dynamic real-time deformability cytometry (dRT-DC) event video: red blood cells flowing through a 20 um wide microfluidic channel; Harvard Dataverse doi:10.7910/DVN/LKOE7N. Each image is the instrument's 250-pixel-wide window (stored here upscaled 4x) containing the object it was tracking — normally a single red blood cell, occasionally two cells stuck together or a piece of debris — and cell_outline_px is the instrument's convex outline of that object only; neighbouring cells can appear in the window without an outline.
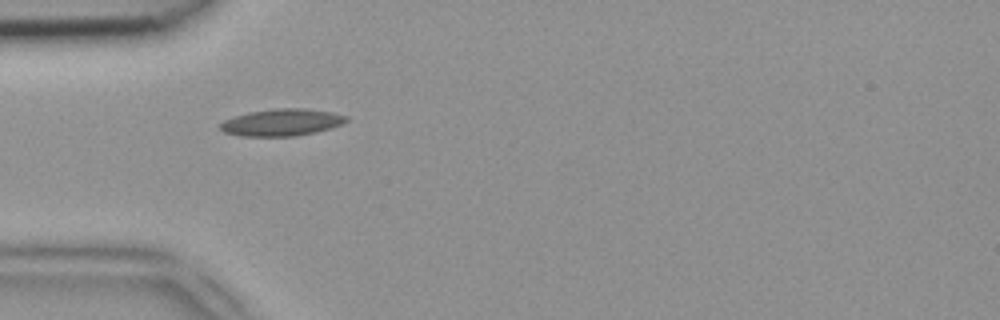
{"species": "common noctule bat (a hibernating species)", "species_latin": "Nyctalus noctula", "temperature_condition": "room temperature", "stored_images_in_passage": 35, "camera_frame_rate_fps": 3000, "um_per_image_px": 0.085, "animal": {"sex": "female", "body_mass_g": 18.4}, "frame": {"image": 1, "passage_image": 1, "time_ms": 0.0, "image_size_px": [1000, 320], "cell_outline_px": [[348, 120], [332, 128], [316, 132], [296, 136], [240, 136], [224, 132], [220, 128], [220, 124], [224, 120], [248, 112], [280, 108], [304, 108], [332, 112], [348, 116]], "centroid_in_image_um": [23.97, 10.4], "position_along_channel_um": 61.0, "area_um2": 19.77}}
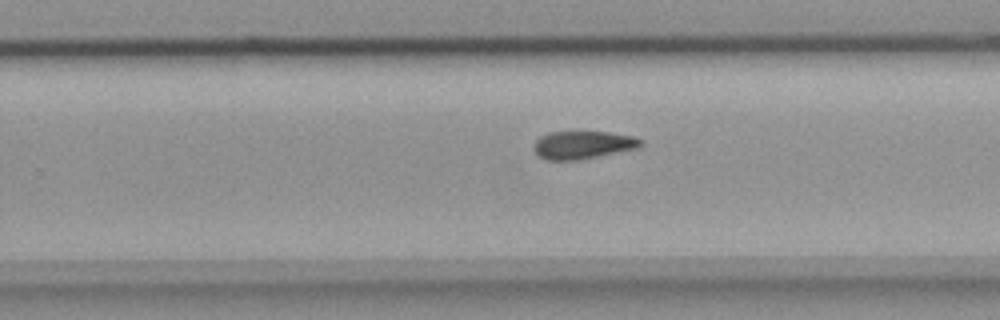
{"frame": {"image": 2, "passage_image": 17, "time_ms": 5.333, "image_size_px": [1000, 320], "cell_outline_px": [[644, 144], [640, 148], [580, 160], [544, 160], [532, 148], [532, 144], [540, 136], [548, 132], [608, 132], [632, 136], [644, 140]], "centroid_in_image_um": [49.56, 12.32], "position_along_channel_um": 280.2, "area_um2": 17.69}}
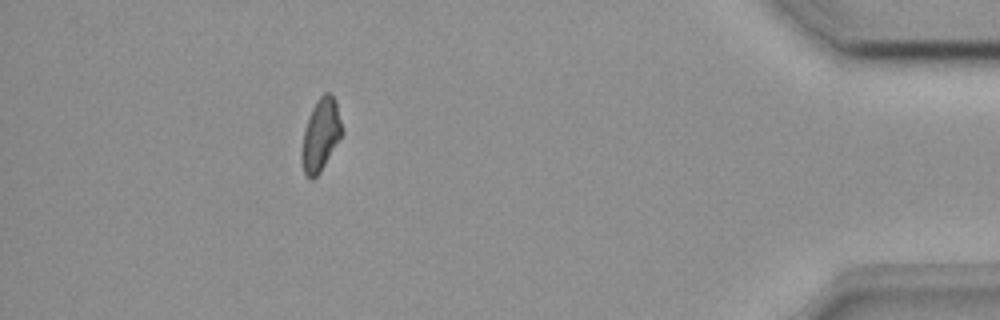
{"frame": {"image": 3, "passage_image": 30, "time_ms": 9.667, "image_size_px": [1000, 320], "cell_outline_px": [[344, 132], [320, 172], [312, 180], [304, 172], [300, 156], [300, 152], [304, 128], [308, 116], [316, 100], [324, 92], [328, 92], [332, 96], [336, 104], [344, 128]], "centroid_in_image_um": [27.25, 11.46], "position_along_channel_um": 408.0, "area_um2": 17.11}}